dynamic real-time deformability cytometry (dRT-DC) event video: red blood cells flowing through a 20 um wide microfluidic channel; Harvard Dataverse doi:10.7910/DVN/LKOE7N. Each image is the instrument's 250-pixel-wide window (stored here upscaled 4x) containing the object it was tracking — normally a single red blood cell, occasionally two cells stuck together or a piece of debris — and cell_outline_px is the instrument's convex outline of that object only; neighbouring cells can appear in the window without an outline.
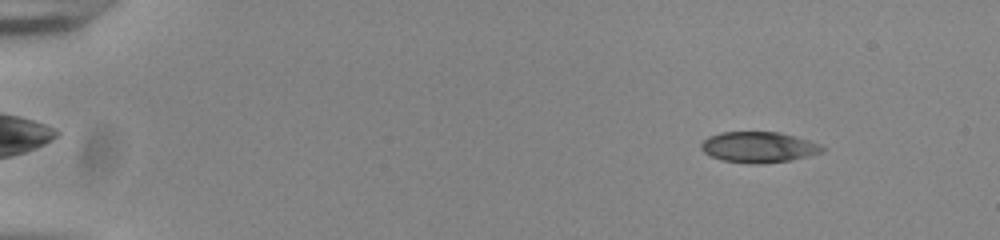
{"species": "common noctule bat (a hibernating species)", "species_latin": "Nyctalus noctula", "temperature_condition": "room temperature", "stored_images_in_passage": 50, "camera_frame_rate_fps": 3000, "um_per_image_px": 0.085, "animal": {"sex": "male", "body_mass_g": 20.0, "forearm_length_mm": 53.3}, "frame": {"image": 1, "passage_image": 3, "time_ms": 0.667, "image_size_px": [1000, 240], "cell_outline_px": [[824, 152], [792, 160], [760, 164], [748, 164], [724, 160], [712, 156], [704, 152], [700, 148], [700, 144], [708, 136], [720, 132], [780, 132], [808, 140], [820, 144], [824, 148]], "centroid_in_image_um": [64.48, 12.51], "position_along_channel_um": 20.5, "area_um2": 21.79}}
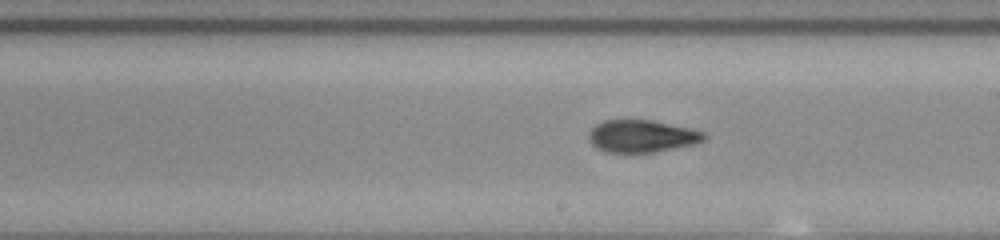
{"frame": {"image": 2, "passage_image": 29, "time_ms": 9.333, "image_size_px": [1000, 240], "cell_outline_px": [[708, 136], [704, 140], [696, 144], [652, 152], [608, 152], [596, 148], [592, 144], [588, 136], [588, 132], [596, 124], [604, 120], [652, 120], [692, 128], [704, 132]], "centroid_in_image_um": [54.58, 11.56], "position_along_channel_um": 234.4, "area_um2": 21.79}}
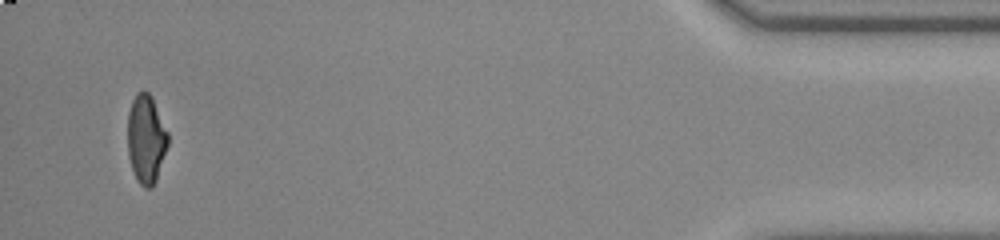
{"frame": {"image": 3, "passage_image": 49, "time_ms": 16.0, "image_size_px": [1000, 240], "cell_outline_px": [[168, 144], [156, 180], [152, 188], [144, 188], [136, 180], [128, 156], [128, 112], [132, 100], [136, 92], [148, 92], [152, 96], [168, 132]], "centroid_in_image_um": [12.41, 11.82], "position_along_channel_um": 422.8, "area_um2": 20.87}}